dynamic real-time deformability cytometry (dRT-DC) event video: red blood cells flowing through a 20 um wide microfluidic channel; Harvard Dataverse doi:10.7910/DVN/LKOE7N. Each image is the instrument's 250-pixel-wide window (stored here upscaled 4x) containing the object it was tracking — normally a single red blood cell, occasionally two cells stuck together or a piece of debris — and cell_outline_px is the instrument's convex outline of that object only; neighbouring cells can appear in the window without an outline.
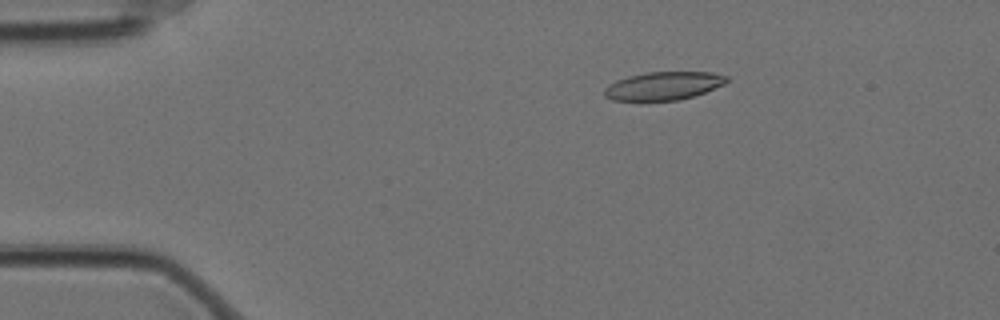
{"species": "Egyptian fruit bat (a non-hibernating species)", "species_latin": "Rousettus aegyptiacus", "temperature_condition": "cold", "stored_images_in_passage": 52, "camera_frame_rate_fps": 3000, "um_per_image_px": 0.085, "animal": {"sex": "female"}, "frame": {"image": 1, "passage_image": 4, "time_ms": 1.0, "image_size_px": [1000, 320], "cell_outline_px": [[728, 80], [724, 84], [704, 92], [692, 96], [676, 100], [612, 100], [604, 96], [604, 88], [616, 80], [628, 76], [648, 72], [712, 72], [728, 76]], "centroid_in_image_um": [56.38, 7.29], "position_along_channel_um": 28.6, "area_um2": 19.88}}
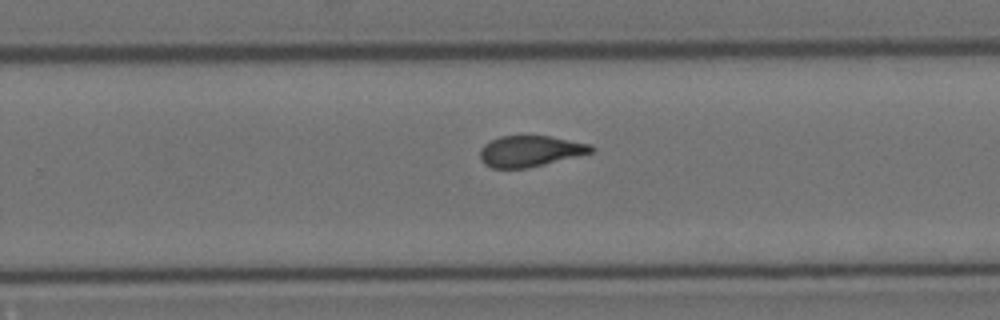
{"frame": {"image": 2, "passage_image": 31, "time_ms": 10.0, "image_size_px": [1000, 320], "cell_outline_px": [[596, 148], [592, 152], [528, 168], [492, 168], [484, 164], [480, 160], [480, 148], [484, 144], [500, 136], [548, 136], [592, 144]], "centroid_in_image_um": [45.04, 12.85], "position_along_channel_um": 284.8, "area_um2": 20.0}}
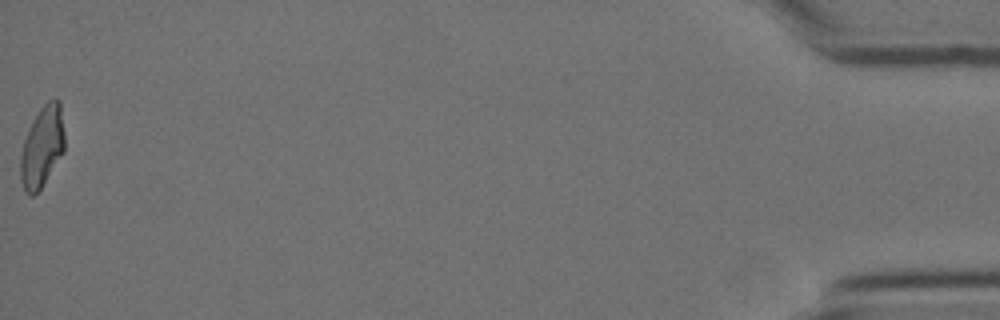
{"frame": {"image": 3, "passage_image": 52, "time_ms": 17.0, "image_size_px": [1000, 320], "cell_outline_px": [[64, 152], [40, 188], [32, 196], [28, 196], [24, 192], [20, 180], [20, 156], [24, 140], [32, 120], [40, 108], [48, 100], [56, 96], [60, 100], [64, 132]], "centroid_in_image_um": [3.57, 12.45], "position_along_channel_um": 431.6, "area_um2": 20.98}, "authors_computed_cell_mechanics": {"area_um2": 20.9236, "velocity_mm_per_s": 3.4902, "shape_relaxation_time_tau1_ms": null, "shape_relaxation_time_tau2_ms": 2.3333, "deformation_change_tau1": null, "deformation_change_tau2": 0.1025}}